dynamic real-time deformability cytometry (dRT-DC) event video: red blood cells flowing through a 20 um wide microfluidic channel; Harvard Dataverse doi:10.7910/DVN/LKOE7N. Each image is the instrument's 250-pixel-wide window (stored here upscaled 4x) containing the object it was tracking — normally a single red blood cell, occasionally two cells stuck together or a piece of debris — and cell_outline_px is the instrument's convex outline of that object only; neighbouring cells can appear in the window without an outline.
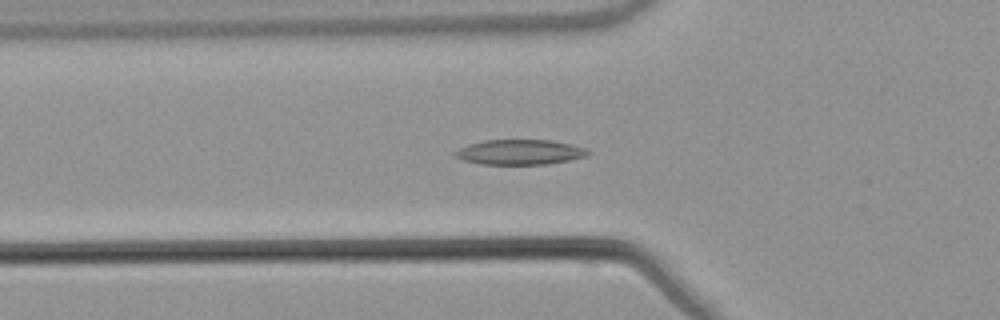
{"species": "common noctule bat (a hibernating species)", "species_latin": "Nyctalus noctula", "temperature_condition": "warm", "stored_images_in_passage": 56, "camera_frame_rate_fps": 3000, "um_per_image_px": 0.085, "animal": {"sex": "male", "body_mass_g": 21.5, "forearm_length_mm": 52.0}, "frame": {"image": 1, "passage_image": 20, "time_ms": 6.333, "image_size_px": [1000, 320], "cell_outline_px": [[592, 152], [588, 156], [548, 164], [484, 164], [464, 160], [452, 156], [452, 152], [468, 144], [484, 140], [552, 140], [572, 144], [584, 148]], "centroid_in_image_um": [44.18, 12.92], "position_along_channel_um": 81.6, "area_um2": 19.48}}
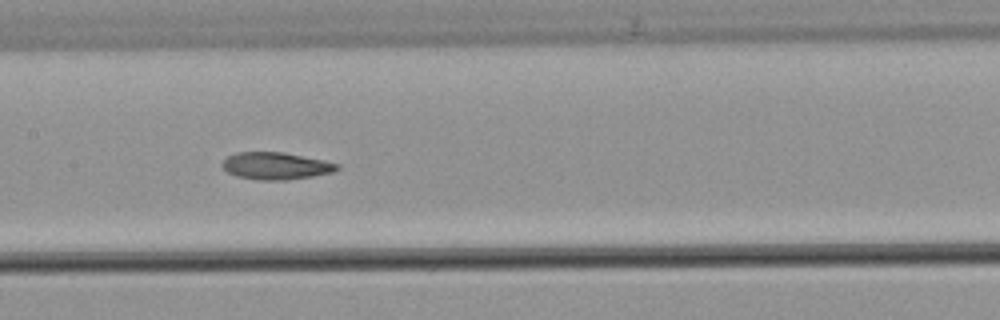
{"frame": {"image": 2, "passage_image": 28, "time_ms": 9.0, "image_size_px": [1000, 320], "cell_outline_px": [[340, 168], [332, 172], [312, 176], [284, 180], [256, 180], [236, 176], [228, 172], [220, 164], [228, 156], [236, 152], [284, 152], [324, 160], [340, 164]], "centroid_in_image_um": [23.44, 14.1], "position_along_channel_um": 184.0, "area_um2": 18.21}}
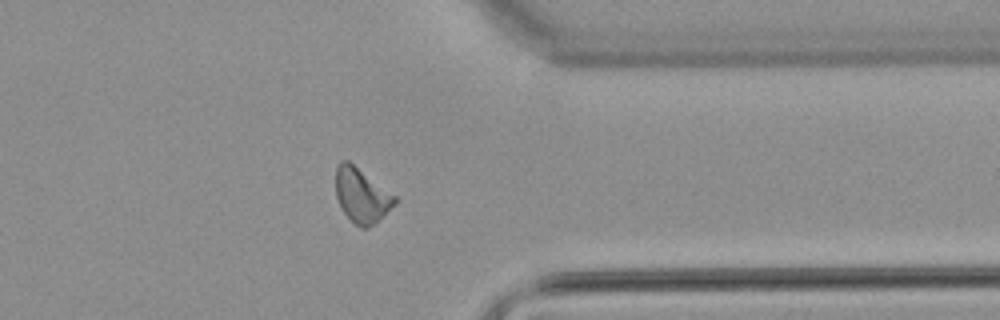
{"frame": {"image": 3, "passage_image": 44, "time_ms": 14.333, "image_size_px": [1000, 320], "cell_outline_px": [[396, 204], [368, 228], [360, 228], [344, 212], [336, 196], [336, 168], [344, 160], [348, 160], [396, 196]], "centroid_in_image_um": [30.74, 16.61], "position_along_channel_um": 380.7, "area_um2": 18.26}, "authors_computed_cell_mechanics": {"area_um2": 18.5827, "velocity_mm_per_s": 3.8248, "shape_relaxation_time_tau1_ms": 9.3832, "shape_relaxation_time_tau2_ms": 3.603, "deformation_change_tau1": 0.2095, "deformation_change_tau2": 0.1159}}